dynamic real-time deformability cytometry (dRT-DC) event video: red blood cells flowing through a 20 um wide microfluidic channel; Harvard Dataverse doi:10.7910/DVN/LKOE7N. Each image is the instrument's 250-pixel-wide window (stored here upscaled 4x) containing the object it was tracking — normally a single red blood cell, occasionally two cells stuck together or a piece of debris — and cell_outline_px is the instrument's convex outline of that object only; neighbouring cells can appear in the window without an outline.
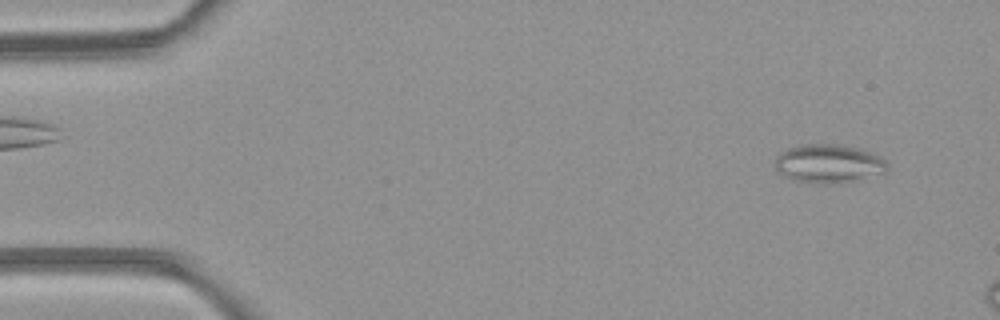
{"species": "common noctule bat (a hibernating species)", "species_latin": "Nyctalus noctula", "temperature_condition": "room temperature", "stored_images_in_passage": 7, "camera_frame_rate_fps": 3000, "um_per_image_px": 0.085, "animal": {"sex": "female", "body_mass_g": 21.9}, "frame": {"image": 1, "passage_image": 1, "time_ms": 0.0, "image_size_px": [1000, 320], "cell_outline_px": [[888, 172], [852, 180], [824, 184], [796, 180], [784, 176], [776, 172], [776, 156], [780, 152], [788, 148], [804, 144], [840, 144], [860, 148], [872, 152], [880, 156], [888, 164]], "centroid_in_image_um": [70.44, 13.88], "position_along_channel_um": 14.6, "area_um2": 25.2}}